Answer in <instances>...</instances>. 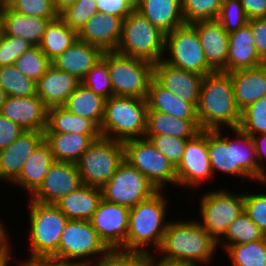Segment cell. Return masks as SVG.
Returning <instances> with one entry per match:
<instances>
[{
  "mask_svg": "<svg viewBox=\"0 0 266 266\" xmlns=\"http://www.w3.org/2000/svg\"><path fill=\"white\" fill-rule=\"evenodd\" d=\"M222 130L223 128L207 130V147L213 175L219 171L260 183L261 172L252 136L239 128H233V137L236 138H230V135H223Z\"/></svg>",
  "mask_w": 266,
  "mask_h": 266,
  "instance_id": "obj_1",
  "label": "cell"
},
{
  "mask_svg": "<svg viewBox=\"0 0 266 266\" xmlns=\"http://www.w3.org/2000/svg\"><path fill=\"white\" fill-rule=\"evenodd\" d=\"M197 117L201 130L238 128L241 111L236 104L229 72L214 71L203 76ZM224 125V126H223Z\"/></svg>",
  "mask_w": 266,
  "mask_h": 266,
  "instance_id": "obj_2",
  "label": "cell"
},
{
  "mask_svg": "<svg viewBox=\"0 0 266 266\" xmlns=\"http://www.w3.org/2000/svg\"><path fill=\"white\" fill-rule=\"evenodd\" d=\"M170 221L161 245L156 250L162 256L158 254L155 256L202 263L206 264L205 266L209 262L211 264L213 256L217 252L218 244L200 223L196 219Z\"/></svg>",
  "mask_w": 266,
  "mask_h": 266,
  "instance_id": "obj_3",
  "label": "cell"
},
{
  "mask_svg": "<svg viewBox=\"0 0 266 266\" xmlns=\"http://www.w3.org/2000/svg\"><path fill=\"white\" fill-rule=\"evenodd\" d=\"M167 203L163 190L130 208L127 238L121 248L148 254L152 253L149 245L158 249L168 225Z\"/></svg>",
  "mask_w": 266,
  "mask_h": 266,
  "instance_id": "obj_4",
  "label": "cell"
},
{
  "mask_svg": "<svg viewBox=\"0 0 266 266\" xmlns=\"http://www.w3.org/2000/svg\"><path fill=\"white\" fill-rule=\"evenodd\" d=\"M146 98L111 96L105 100L101 137L124 142L143 138L147 129Z\"/></svg>",
  "mask_w": 266,
  "mask_h": 266,
  "instance_id": "obj_5",
  "label": "cell"
},
{
  "mask_svg": "<svg viewBox=\"0 0 266 266\" xmlns=\"http://www.w3.org/2000/svg\"><path fill=\"white\" fill-rule=\"evenodd\" d=\"M29 200V257L59 261L60 238L69 219L54 204Z\"/></svg>",
  "mask_w": 266,
  "mask_h": 266,
  "instance_id": "obj_6",
  "label": "cell"
},
{
  "mask_svg": "<svg viewBox=\"0 0 266 266\" xmlns=\"http://www.w3.org/2000/svg\"><path fill=\"white\" fill-rule=\"evenodd\" d=\"M165 35L143 14L134 9L122 20L121 38L116 52L144 59L153 64L157 63L166 55Z\"/></svg>",
  "mask_w": 266,
  "mask_h": 266,
  "instance_id": "obj_7",
  "label": "cell"
},
{
  "mask_svg": "<svg viewBox=\"0 0 266 266\" xmlns=\"http://www.w3.org/2000/svg\"><path fill=\"white\" fill-rule=\"evenodd\" d=\"M101 59L107 64L115 96L146 98L153 78V63L116 51L104 52Z\"/></svg>",
  "mask_w": 266,
  "mask_h": 266,
  "instance_id": "obj_8",
  "label": "cell"
},
{
  "mask_svg": "<svg viewBox=\"0 0 266 266\" xmlns=\"http://www.w3.org/2000/svg\"><path fill=\"white\" fill-rule=\"evenodd\" d=\"M123 161V142L100 137L81 155L76 165L84 185L101 189Z\"/></svg>",
  "mask_w": 266,
  "mask_h": 266,
  "instance_id": "obj_9",
  "label": "cell"
},
{
  "mask_svg": "<svg viewBox=\"0 0 266 266\" xmlns=\"http://www.w3.org/2000/svg\"><path fill=\"white\" fill-rule=\"evenodd\" d=\"M108 249L90 221L69 219L60 238L59 261L86 266Z\"/></svg>",
  "mask_w": 266,
  "mask_h": 266,
  "instance_id": "obj_10",
  "label": "cell"
},
{
  "mask_svg": "<svg viewBox=\"0 0 266 266\" xmlns=\"http://www.w3.org/2000/svg\"><path fill=\"white\" fill-rule=\"evenodd\" d=\"M123 144L124 160L140 171L157 191H163L167 183L177 185L176 167L148 138L130 139Z\"/></svg>",
  "mask_w": 266,
  "mask_h": 266,
  "instance_id": "obj_11",
  "label": "cell"
},
{
  "mask_svg": "<svg viewBox=\"0 0 266 266\" xmlns=\"http://www.w3.org/2000/svg\"><path fill=\"white\" fill-rule=\"evenodd\" d=\"M164 52L168 57L164 55L162 60L171 66L200 75L214 72L207 63L197 32L190 24H184L165 35Z\"/></svg>",
  "mask_w": 266,
  "mask_h": 266,
  "instance_id": "obj_12",
  "label": "cell"
},
{
  "mask_svg": "<svg viewBox=\"0 0 266 266\" xmlns=\"http://www.w3.org/2000/svg\"><path fill=\"white\" fill-rule=\"evenodd\" d=\"M226 190L208 191L199 200L201 220L197 221L217 242L224 236L229 224L244 210V193L234 194Z\"/></svg>",
  "mask_w": 266,
  "mask_h": 266,
  "instance_id": "obj_13",
  "label": "cell"
},
{
  "mask_svg": "<svg viewBox=\"0 0 266 266\" xmlns=\"http://www.w3.org/2000/svg\"><path fill=\"white\" fill-rule=\"evenodd\" d=\"M101 190L103 199L128 208L136 206L157 192L149 180L125 160Z\"/></svg>",
  "mask_w": 266,
  "mask_h": 266,
  "instance_id": "obj_14",
  "label": "cell"
},
{
  "mask_svg": "<svg viewBox=\"0 0 266 266\" xmlns=\"http://www.w3.org/2000/svg\"><path fill=\"white\" fill-rule=\"evenodd\" d=\"M177 186L199 188L202 181L212 178L208 147L207 130H201L187 140L182 159L176 166Z\"/></svg>",
  "mask_w": 266,
  "mask_h": 266,
  "instance_id": "obj_15",
  "label": "cell"
},
{
  "mask_svg": "<svg viewBox=\"0 0 266 266\" xmlns=\"http://www.w3.org/2000/svg\"><path fill=\"white\" fill-rule=\"evenodd\" d=\"M130 208L102 198L91 225L108 248H121L127 238Z\"/></svg>",
  "mask_w": 266,
  "mask_h": 266,
  "instance_id": "obj_16",
  "label": "cell"
},
{
  "mask_svg": "<svg viewBox=\"0 0 266 266\" xmlns=\"http://www.w3.org/2000/svg\"><path fill=\"white\" fill-rule=\"evenodd\" d=\"M82 185L76 164L55 161L44 177L43 183L29 198L42 204H55L61 197Z\"/></svg>",
  "mask_w": 266,
  "mask_h": 266,
  "instance_id": "obj_17",
  "label": "cell"
},
{
  "mask_svg": "<svg viewBox=\"0 0 266 266\" xmlns=\"http://www.w3.org/2000/svg\"><path fill=\"white\" fill-rule=\"evenodd\" d=\"M203 76L171 66L163 60L153 64V78L162 87L196 107L199 102Z\"/></svg>",
  "mask_w": 266,
  "mask_h": 266,
  "instance_id": "obj_18",
  "label": "cell"
},
{
  "mask_svg": "<svg viewBox=\"0 0 266 266\" xmlns=\"http://www.w3.org/2000/svg\"><path fill=\"white\" fill-rule=\"evenodd\" d=\"M47 109L38 95L7 96L0 114L18 124L24 131L43 132L47 125Z\"/></svg>",
  "mask_w": 266,
  "mask_h": 266,
  "instance_id": "obj_19",
  "label": "cell"
},
{
  "mask_svg": "<svg viewBox=\"0 0 266 266\" xmlns=\"http://www.w3.org/2000/svg\"><path fill=\"white\" fill-rule=\"evenodd\" d=\"M197 32L207 63L214 71L227 72L229 34L216 20L197 21L190 24Z\"/></svg>",
  "mask_w": 266,
  "mask_h": 266,
  "instance_id": "obj_20",
  "label": "cell"
},
{
  "mask_svg": "<svg viewBox=\"0 0 266 266\" xmlns=\"http://www.w3.org/2000/svg\"><path fill=\"white\" fill-rule=\"evenodd\" d=\"M43 140V132L25 131L10 146L0 150V182L12 183Z\"/></svg>",
  "mask_w": 266,
  "mask_h": 266,
  "instance_id": "obj_21",
  "label": "cell"
},
{
  "mask_svg": "<svg viewBox=\"0 0 266 266\" xmlns=\"http://www.w3.org/2000/svg\"><path fill=\"white\" fill-rule=\"evenodd\" d=\"M122 19L97 13L88 19L77 33L78 39L99 47L103 52L116 51L121 38Z\"/></svg>",
  "mask_w": 266,
  "mask_h": 266,
  "instance_id": "obj_22",
  "label": "cell"
},
{
  "mask_svg": "<svg viewBox=\"0 0 266 266\" xmlns=\"http://www.w3.org/2000/svg\"><path fill=\"white\" fill-rule=\"evenodd\" d=\"M263 64L265 62L256 52L255 38L248 22L229 33L227 72L252 69Z\"/></svg>",
  "mask_w": 266,
  "mask_h": 266,
  "instance_id": "obj_23",
  "label": "cell"
},
{
  "mask_svg": "<svg viewBox=\"0 0 266 266\" xmlns=\"http://www.w3.org/2000/svg\"><path fill=\"white\" fill-rule=\"evenodd\" d=\"M103 53L99 47L78 39L52 60L51 64L58 70L74 75L81 82L88 71L101 60Z\"/></svg>",
  "mask_w": 266,
  "mask_h": 266,
  "instance_id": "obj_24",
  "label": "cell"
},
{
  "mask_svg": "<svg viewBox=\"0 0 266 266\" xmlns=\"http://www.w3.org/2000/svg\"><path fill=\"white\" fill-rule=\"evenodd\" d=\"M36 83L37 95L44 105L50 108L63 106L81 82L74 75L51 65Z\"/></svg>",
  "mask_w": 266,
  "mask_h": 266,
  "instance_id": "obj_25",
  "label": "cell"
},
{
  "mask_svg": "<svg viewBox=\"0 0 266 266\" xmlns=\"http://www.w3.org/2000/svg\"><path fill=\"white\" fill-rule=\"evenodd\" d=\"M229 74L240 111L266 96V63L256 68L237 70Z\"/></svg>",
  "mask_w": 266,
  "mask_h": 266,
  "instance_id": "obj_26",
  "label": "cell"
},
{
  "mask_svg": "<svg viewBox=\"0 0 266 266\" xmlns=\"http://www.w3.org/2000/svg\"><path fill=\"white\" fill-rule=\"evenodd\" d=\"M49 21L48 18L17 13L6 6L3 8L0 29L4 35L19 37L32 46H39Z\"/></svg>",
  "mask_w": 266,
  "mask_h": 266,
  "instance_id": "obj_27",
  "label": "cell"
},
{
  "mask_svg": "<svg viewBox=\"0 0 266 266\" xmlns=\"http://www.w3.org/2000/svg\"><path fill=\"white\" fill-rule=\"evenodd\" d=\"M135 9L164 34L183 26L181 0H135Z\"/></svg>",
  "mask_w": 266,
  "mask_h": 266,
  "instance_id": "obj_28",
  "label": "cell"
},
{
  "mask_svg": "<svg viewBox=\"0 0 266 266\" xmlns=\"http://www.w3.org/2000/svg\"><path fill=\"white\" fill-rule=\"evenodd\" d=\"M148 111H161L179 119L198 120L197 107L180 99L151 79L146 96Z\"/></svg>",
  "mask_w": 266,
  "mask_h": 266,
  "instance_id": "obj_29",
  "label": "cell"
},
{
  "mask_svg": "<svg viewBox=\"0 0 266 266\" xmlns=\"http://www.w3.org/2000/svg\"><path fill=\"white\" fill-rule=\"evenodd\" d=\"M102 200L100 188L82 185L70 194L61 197L54 205L68 219L90 220Z\"/></svg>",
  "mask_w": 266,
  "mask_h": 266,
  "instance_id": "obj_30",
  "label": "cell"
},
{
  "mask_svg": "<svg viewBox=\"0 0 266 266\" xmlns=\"http://www.w3.org/2000/svg\"><path fill=\"white\" fill-rule=\"evenodd\" d=\"M55 162L49 145L43 140L24 163L12 185L27 190L30 196L43 183L51 165Z\"/></svg>",
  "mask_w": 266,
  "mask_h": 266,
  "instance_id": "obj_31",
  "label": "cell"
},
{
  "mask_svg": "<svg viewBox=\"0 0 266 266\" xmlns=\"http://www.w3.org/2000/svg\"><path fill=\"white\" fill-rule=\"evenodd\" d=\"M101 135L76 133H44V141L49 145L53 158L58 162L76 164L89 146Z\"/></svg>",
  "mask_w": 266,
  "mask_h": 266,
  "instance_id": "obj_32",
  "label": "cell"
},
{
  "mask_svg": "<svg viewBox=\"0 0 266 266\" xmlns=\"http://www.w3.org/2000/svg\"><path fill=\"white\" fill-rule=\"evenodd\" d=\"M200 131L198 120L179 119L161 111L147 112L145 136L167 135L189 140Z\"/></svg>",
  "mask_w": 266,
  "mask_h": 266,
  "instance_id": "obj_33",
  "label": "cell"
},
{
  "mask_svg": "<svg viewBox=\"0 0 266 266\" xmlns=\"http://www.w3.org/2000/svg\"><path fill=\"white\" fill-rule=\"evenodd\" d=\"M43 133L101 135L99 127L92 120L71 113L63 106L47 109V125Z\"/></svg>",
  "mask_w": 266,
  "mask_h": 266,
  "instance_id": "obj_34",
  "label": "cell"
},
{
  "mask_svg": "<svg viewBox=\"0 0 266 266\" xmlns=\"http://www.w3.org/2000/svg\"><path fill=\"white\" fill-rule=\"evenodd\" d=\"M105 100L80 83L63 107L80 117L89 118L100 128L104 117Z\"/></svg>",
  "mask_w": 266,
  "mask_h": 266,
  "instance_id": "obj_35",
  "label": "cell"
},
{
  "mask_svg": "<svg viewBox=\"0 0 266 266\" xmlns=\"http://www.w3.org/2000/svg\"><path fill=\"white\" fill-rule=\"evenodd\" d=\"M77 40V32L72 30L60 17H58L49 21L46 25L39 48L44 55L52 61Z\"/></svg>",
  "mask_w": 266,
  "mask_h": 266,
  "instance_id": "obj_36",
  "label": "cell"
},
{
  "mask_svg": "<svg viewBox=\"0 0 266 266\" xmlns=\"http://www.w3.org/2000/svg\"><path fill=\"white\" fill-rule=\"evenodd\" d=\"M227 240H225V239ZM265 235L260 228L249 218L243 210L228 226L224 237L218 242V246L223 243V249L230 245L244 244L264 239ZM223 239V240H222ZM225 243H224V242Z\"/></svg>",
  "mask_w": 266,
  "mask_h": 266,
  "instance_id": "obj_37",
  "label": "cell"
},
{
  "mask_svg": "<svg viewBox=\"0 0 266 266\" xmlns=\"http://www.w3.org/2000/svg\"><path fill=\"white\" fill-rule=\"evenodd\" d=\"M0 87L7 96L26 97L37 95V83L25 76L14 65L0 67Z\"/></svg>",
  "mask_w": 266,
  "mask_h": 266,
  "instance_id": "obj_38",
  "label": "cell"
},
{
  "mask_svg": "<svg viewBox=\"0 0 266 266\" xmlns=\"http://www.w3.org/2000/svg\"><path fill=\"white\" fill-rule=\"evenodd\" d=\"M225 251L233 266H266V237L255 242L230 245Z\"/></svg>",
  "mask_w": 266,
  "mask_h": 266,
  "instance_id": "obj_39",
  "label": "cell"
},
{
  "mask_svg": "<svg viewBox=\"0 0 266 266\" xmlns=\"http://www.w3.org/2000/svg\"><path fill=\"white\" fill-rule=\"evenodd\" d=\"M86 266H152V260L151 254L148 253L109 248L96 262Z\"/></svg>",
  "mask_w": 266,
  "mask_h": 266,
  "instance_id": "obj_40",
  "label": "cell"
},
{
  "mask_svg": "<svg viewBox=\"0 0 266 266\" xmlns=\"http://www.w3.org/2000/svg\"><path fill=\"white\" fill-rule=\"evenodd\" d=\"M222 3L223 0H181V11L185 24L216 20Z\"/></svg>",
  "mask_w": 266,
  "mask_h": 266,
  "instance_id": "obj_41",
  "label": "cell"
},
{
  "mask_svg": "<svg viewBox=\"0 0 266 266\" xmlns=\"http://www.w3.org/2000/svg\"><path fill=\"white\" fill-rule=\"evenodd\" d=\"M13 65L25 76L37 82L52 64L39 46H33L25 51Z\"/></svg>",
  "mask_w": 266,
  "mask_h": 266,
  "instance_id": "obj_42",
  "label": "cell"
},
{
  "mask_svg": "<svg viewBox=\"0 0 266 266\" xmlns=\"http://www.w3.org/2000/svg\"><path fill=\"white\" fill-rule=\"evenodd\" d=\"M238 128L250 136L266 133V96L241 111Z\"/></svg>",
  "mask_w": 266,
  "mask_h": 266,
  "instance_id": "obj_43",
  "label": "cell"
},
{
  "mask_svg": "<svg viewBox=\"0 0 266 266\" xmlns=\"http://www.w3.org/2000/svg\"><path fill=\"white\" fill-rule=\"evenodd\" d=\"M98 13L95 0H77L59 14V17L77 33L85 22Z\"/></svg>",
  "mask_w": 266,
  "mask_h": 266,
  "instance_id": "obj_44",
  "label": "cell"
},
{
  "mask_svg": "<svg viewBox=\"0 0 266 266\" xmlns=\"http://www.w3.org/2000/svg\"><path fill=\"white\" fill-rule=\"evenodd\" d=\"M81 83L105 99L114 96L107 64L102 59L88 71Z\"/></svg>",
  "mask_w": 266,
  "mask_h": 266,
  "instance_id": "obj_45",
  "label": "cell"
},
{
  "mask_svg": "<svg viewBox=\"0 0 266 266\" xmlns=\"http://www.w3.org/2000/svg\"><path fill=\"white\" fill-rule=\"evenodd\" d=\"M9 7L17 13L50 21L59 17L54 0H15Z\"/></svg>",
  "mask_w": 266,
  "mask_h": 266,
  "instance_id": "obj_46",
  "label": "cell"
},
{
  "mask_svg": "<svg viewBox=\"0 0 266 266\" xmlns=\"http://www.w3.org/2000/svg\"><path fill=\"white\" fill-rule=\"evenodd\" d=\"M217 20L228 34L248 22L240 0H223Z\"/></svg>",
  "mask_w": 266,
  "mask_h": 266,
  "instance_id": "obj_47",
  "label": "cell"
},
{
  "mask_svg": "<svg viewBox=\"0 0 266 266\" xmlns=\"http://www.w3.org/2000/svg\"><path fill=\"white\" fill-rule=\"evenodd\" d=\"M150 140L152 145L163 154L175 167L182 159L188 139L174 136H144Z\"/></svg>",
  "mask_w": 266,
  "mask_h": 266,
  "instance_id": "obj_48",
  "label": "cell"
},
{
  "mask_svg": "<svg viewBox=\"0 0 266 266\" xmlns=\"http://www.w3.org/2000/svg\"><path fill=\"white\" fill-rule=\"evenodd\" d=\"M33 47L28 41L19 37L0 35V67L13 65L27 50Z\"/></svg>",
  "mask_w": 266,
  "mask_h": 266,
  "instance_id": "obj_49",
  "label": "cell"
},
{
  "mask_svg": "<svg viewBox=\"0 0 266 266\" xmlns=\"http://www.w3.org/2000/svg\"><path fill=\"white\" fill-rule=\"evenodd\" d=\"M246 192L243 194L244 211L266 237V194Z\"/></svg>",
  "mask_w": 266,
  "mask_h": 266,
  "instance_id": "obj_50",
  "label": "cell"
},
{
  "mask_svg": "<svg viewBox=\"0 0 266 266\" xmlns=\"http://www.w3.org/2000/svg\"><path fill=\"white\" fill-rule=\"evenodd\" d=\"M98 13H106L125 19L135 9V0H95Z\"/></svg>",
  "mask_w": 266,
  "mask_h": 266,
  "instance_id": "obj_51",
  "label": "cell"
},
{
  "mask_svg": "<svg viewBox=\"0 0 266 266\" xmlns=\"http://www.w3.org/2000/svg\"><path fill=\"white\" fill-rule=\"evenodd\" d=\"M24 132L18 124L0 114V150L10 146Z\"/></svg>",
  "mask_w": 266,
  "mask_h": 266,
  "instance_id": "obj_52",
  "label": "cell"
},
{
  "mask_svg": "<svg viewBox=\"0 0 266 266\" xmlns=\"http://www.w3.org/2000/svg\"><path fill=\"white\" fill-rule=\"evenodd\" d=\"M255 38L256 52L266 63V18L248 20Z\"/></svg>",
  "mask_w": 266,
  "mask_h": 266,
  "instance_id": "obj_53",
  "label": "cell"
},
{
  "mask_svg": "<svg viewBox=\"0 0 266 266\" xmlns=\"http://www.w3.org/2000/svg\"><path fill=\"white\" fill-rule=\"evenodd\" d=\"M252 139L255 145L257 163L259 166V171L261 172V183L263 185L264 183H266V133L254 135L252 136Z\"/></svg>",
  "mask_w": 266,
  "mask_h": 266,
  "instance_id": "obj_54",
  "label": "cell"
},
{
  "mask_svg": "<svg viewBox=\"0 0 266 266\" xmlns=\"http://www.w3.org/2000/svg\"><path fill=\"white\" fill-rule=\"evenodd\" d=\"M248 20L266 18V0H240Z\"/></svg>",
  "mask_w": 266,
  "mask_h": 266,
  "instance_id": "obj_55",
  "label": "cell"
},
{
  "mask_svg": "<svg viewBox=\"0 0 266 266\" xmlns=\"http://www.w3.org/2000/svg\"><path fill=\"white\" fill-rule=\"evenodd\" d=\"M19 266H76L71 263L57 261L51 258H29L20 262Z\"/></svg>",
  "mask_w": 266,
  "mask_h": 266,
  "instance_id": "obj_56",
  "label": "cell"
},
{
  "mask_svg": "<svg viewBox=\"0 0 266 266\" xmlns=\"http://www.w3.org/2000/svg\"><path fill=\"white\" fill-rule=\"evenodd\" d=\"M153 252L151 253L152 266H200V264H196L191 261H184L178 259H169L166 257L157 258V256H153ZM159 259V260H157Z\"/></svg>",
  "mask_w": 266,
  "mask_h": 266,
  "instance_id": "obj_57",
  "label": "cell"
},
{
  "mask_svg": "<svg viewBox=\"0 0 266 266\" xmlns=\"http://www.w3.org/2000/svg\"><path fill=\"white\" fill-rule=\"evenodd\" d=\"M8 241L5 245L0 247V266H8L10 265V261L12 259V246L11 243ZM9 263V264H8Z\"/></svg>",
  "mask_w": 266,
  "mask_h": 266,
  "instance_id": "obj_58",
  "label": "cell"
},
{
  "mask_svg": "<svg viewBox=\"0 0 266 266\" xmlns=\"http://www.w3.org/2000/svg\"><path fill=\"white\" fill-rule=\"evenodd\" d=\"M77 0H54L55 8L60 14L69 6L73 5Z\"/></svg>",
  "mask_w": 266,
  "mask_h": 266,
  "instance_id": "obj_59",
  "label": "cell"
},
{
  "mask_svg": "<svg viewBox=\"0 0 266 266\" xmlns=\"http://www.w3.org/2000/svg\"><path fill=\"white\" fill-rule=\"evenodd\" d=\"M3 219L0 220V247L2 245H5L9 240V234H7V229H5L3 223L5 222H2Z\"/></svg>",
  "mask_w": 266,
  "mask_h": 266,
  "instance_id": "obj_60",
  "label": "cell"
},
{
  "mask_svg": "<svg viewBox=\"0 0 266 266\" xmlns=\"http://www.w3.org/2000/svg\"><path fill=\"white\" fill-rule=\"evenodd\" d=\"M6 97H7V95H6L5 91L0 87V110H1L2 104L6 100Z\"/></svg>",
  "mask_w": 266,
  "mask_h": 266,
  "instance_id": "obj_61",
  "label": "cell"
},
{
  "mask_svg": "<svg viewBox=\"0 0 266 266\" xmlns=\"http://www.w3.org/2000/svg\"><path fill=\"white\" fill-rule=\"evenodd\" d=\"M15 0H0V3L6 7V6H10Z\"/></svg>",
  "mask_w": 266,
  "mask_h": 266,
  "instance_id": "obj_62",
  "label": "cell"
},
{
  "mask_svg": "<svg viewBox=\"0 0 266 266\" xmlns=\"http://www.w3.org/2000/svg\"><path fill=\"white\" fill-rule=\"evenodd\" d=\"M4 6L0 3V27H1V18Z\"/></svg>",
  "mask_w": 266,
  "mask_h": 266,
  "instance_id": "obj_63",
  "label": "cell"
}]
</instances>
